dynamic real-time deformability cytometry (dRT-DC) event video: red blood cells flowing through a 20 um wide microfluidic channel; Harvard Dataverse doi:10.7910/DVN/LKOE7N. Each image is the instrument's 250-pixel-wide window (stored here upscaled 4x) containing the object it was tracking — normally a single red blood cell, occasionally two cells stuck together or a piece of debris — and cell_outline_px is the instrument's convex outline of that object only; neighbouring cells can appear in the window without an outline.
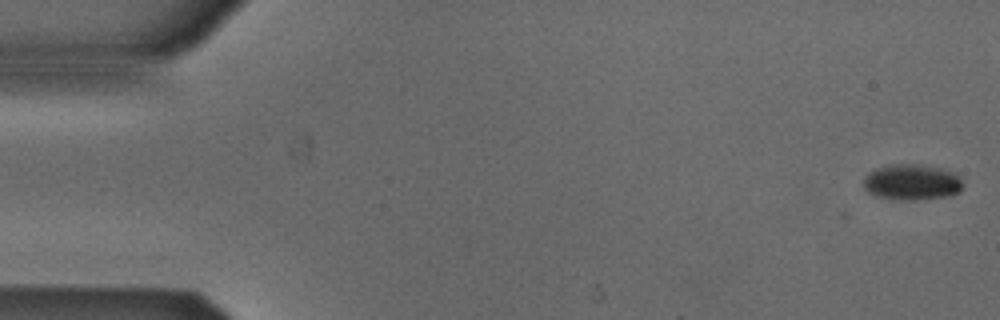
{"species": "Egyptian fruit bat (a non-hibernating species)", "species_latin": "Rousettus aegyptiacus", "temperature_condition": "cold", "stored_images_in_passage": 47, "camera_frame_rate_fps": 3000, "um_per_image_px": 0.085, "animal": {"sex": "male"}, "frame": {"image": 1, "passage_image": 1, "time_ms": 0.0, "image_size_px": [1000, 320], "cell_outline_px": [[964, 184], [960, 192], [948, 196], [916, 200], [892, 200], [876, 196], [868, 192], [864, 188], [864, 176], [868, 172], [876, 168], [888, 164], [912, 164], [940, 168], [952, 172]], "centroid_in_image_um": [77.46, 15.5], "position_along_channel_um": 7.5, "area_um2": 20.87}}
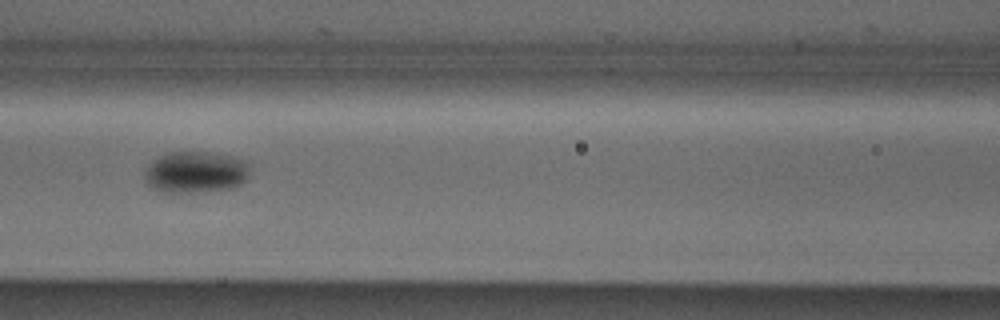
{"frame": {"image": 2, "passage_image": 23, "time_ms": 7.333, "image_size_px": [1000, 320], "cell_outline_px": [[248, 176], [240, 184], [232, 188], [196, 192], [164, 192], [152, 188], [144, 180], [144, 172], [148, 164], [152, 160], [168, 152], [208, 152], [228, 156], [240, 160], [248, 164]], "centroid_in_image_um": [16.55, 14.64], "position_along_channel_um": 150.0, "area_um2": 25.26}}
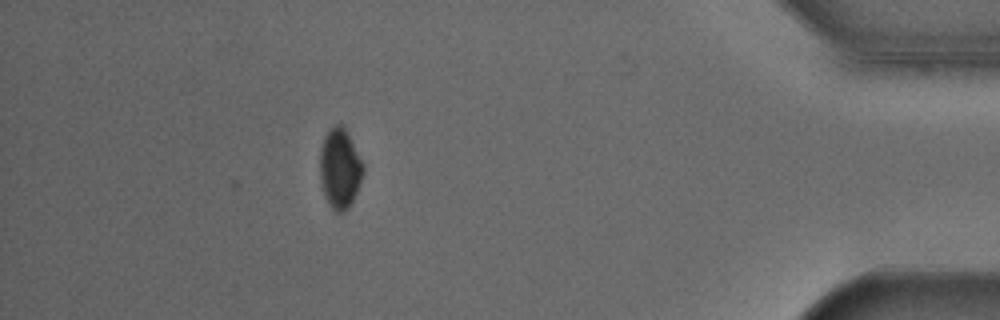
{"frame": {"image": 3, "passage_image": 47, "time_ms": 15.333, "image_size_px": [1000, 320], "cell_outline_px": [[364, 172], [356, 192], [348, 208], [344, 212], [336, 212], [328, 204], [324, 196], [320, 176], [320, 148], [324, 136], [340, 120], [344, 124], [364, 164]], "centroid_in_image_um": [28.89, 14.28], "position_along_channel_um": 406.3, "area_um2": 20.35}, "authors_computed_cell_mechanics": {"area_um2": 22.831, "velocity_mm_per_s": 3.8792, "shape_relaxation_time_tau1_ms": 1.8165, "shape_relaxation_time_tau2_ms": null, "deformation_change_tau1": 0.0402, "deformation_change_tau2": null}}